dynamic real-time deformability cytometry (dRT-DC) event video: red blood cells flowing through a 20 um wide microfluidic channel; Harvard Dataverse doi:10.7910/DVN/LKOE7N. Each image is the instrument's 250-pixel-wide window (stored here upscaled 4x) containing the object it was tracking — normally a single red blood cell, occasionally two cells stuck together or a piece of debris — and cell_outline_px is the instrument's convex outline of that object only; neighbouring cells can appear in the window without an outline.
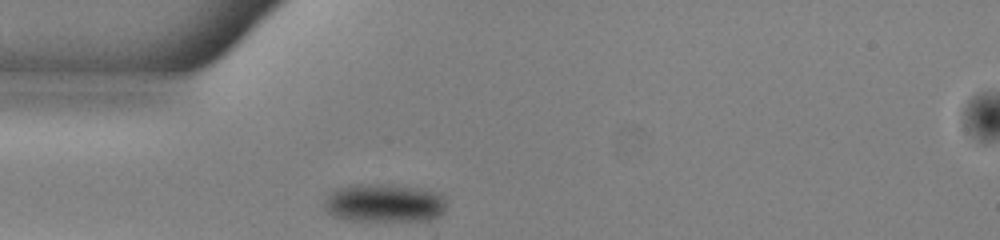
{"species": "common noctule bat (a hibernating species)", "species_latin": "Nyctalus noctula", "temperature_condition": "warm", "stored_images_in_passage": 38, "camera_frame_rate_fps": 3000, "um_per_image_px": 0.085, "animal": {"sex": "male", "body_mass_g": 13.0, "forearm_length_mm": 53.1}, "frame": {"image": 1, "passage_image": 1, "time_ms": 0.0, "image_size_px": [1000, 240], "cell_outline_px": [[440, 212], [432, 216], [344, 216], [336, 212], [332, 208], [332, 196], [336, 192], [352, 188], [384, 188], [424, 192], [436, 196], [440, 204]], "centroid_in_image_um": [32.69, 17.24], "position_along_channel_um": 52.3, "area_um2": 19.59}}
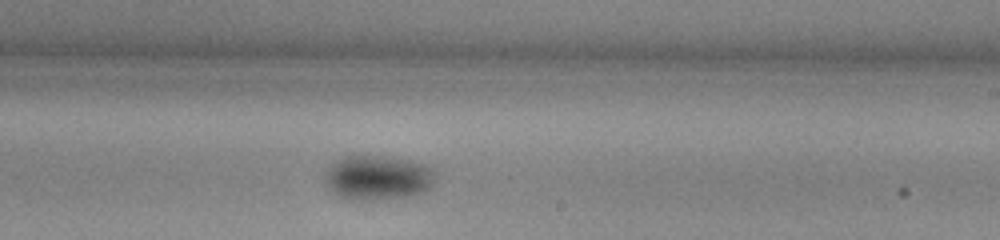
{"frame": {"image": 2, "passage_image": 17, "time_ms": 5.333, "image_size_px": [1000, 240], "cell_outline_px": [[424, 184], [420, 188], [412, 192], [364, 196], [352, 196], [340, 192], [332, 184], [332, 172], [344, 160], [376, 160], [412, 164], [420, 168], [424, 172]], "centroid_in_image_um": [32.01, 15.11], "position_along_channel_um": 257.0, "area_um2": 20.29}}
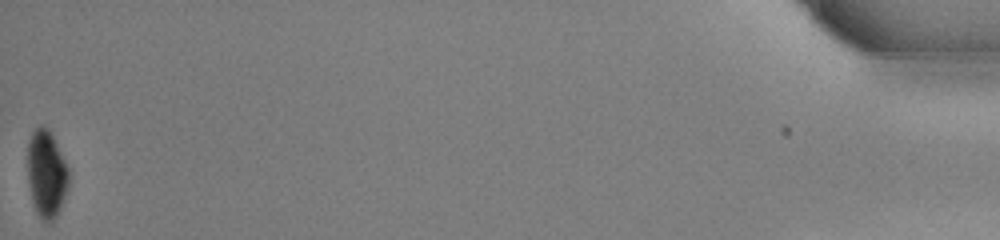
{"frame": {"image": 3, "passage_image": 38, "time_ms": 12.333, "image_size_px": [1000, 240], "cell_outline_px": [[68, 184], [60, 204], [52, 220], [44, 220], [40, 216], [32, 200], [28, 180], [28, 144], [32, 132], [36, 128], [44, 128], [48, 132], [68, 168]], "centroid_in_image_um": [3.91, 14.78], "position_along_channel_um": 431.3, "area_um2": 19.42}, "authors_computed_cell_mechanics": {"area_um2": 20.2878, "velocity_mm_per_s": 3.9913, "shape_relaxation_time_tau1_ms": 2.8253, "shape_relaxation_time_tau2_ms": null, "deformation_change_tau1": 0.1059, "deformation_change_tau2": null}}